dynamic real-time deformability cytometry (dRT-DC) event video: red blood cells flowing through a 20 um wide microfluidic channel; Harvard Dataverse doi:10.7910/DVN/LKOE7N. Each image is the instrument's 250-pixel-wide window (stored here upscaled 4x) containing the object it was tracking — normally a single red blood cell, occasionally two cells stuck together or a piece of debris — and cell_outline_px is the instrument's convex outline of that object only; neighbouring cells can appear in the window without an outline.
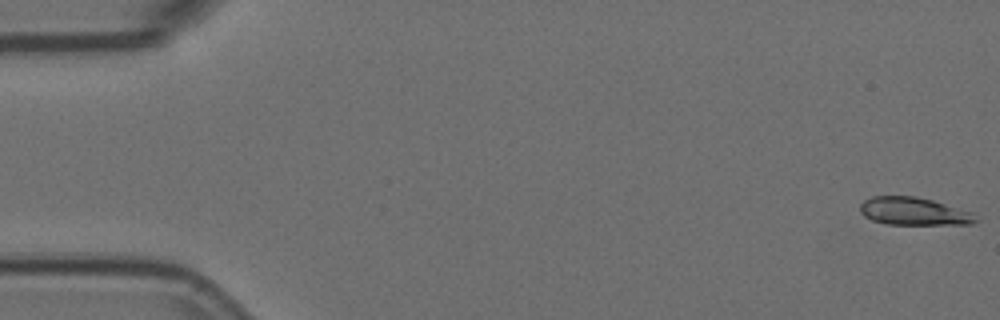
{"species": "Egyptian fruit bat (a non-hibernating species)", "species_latin": "Rousettus aegyptiacus", "temperature_condition": "room temperature", "stored_images_in_passage": 9, "camera_frame_rate_fps": 3000, "um_per_image_px": 0.085, "animal": {"sex": "female"}, "frame": {"image": 1, "passage_image": 1, "time_ms": 0.0, "image_size_px": [1000, 320], "cell_outline_px": [[980, 220], [972, 224], [884, 224], [872, 220], [864, 216], [860, 212], [860, 204], [864, 200], [872, 196], [916, 196], [932, 200], [972, 212], [980, 216]], "centroid_in_image_um": [77.7, 17.97], "position_along_channel_um": 7.3, "area_um2": 18.9}}
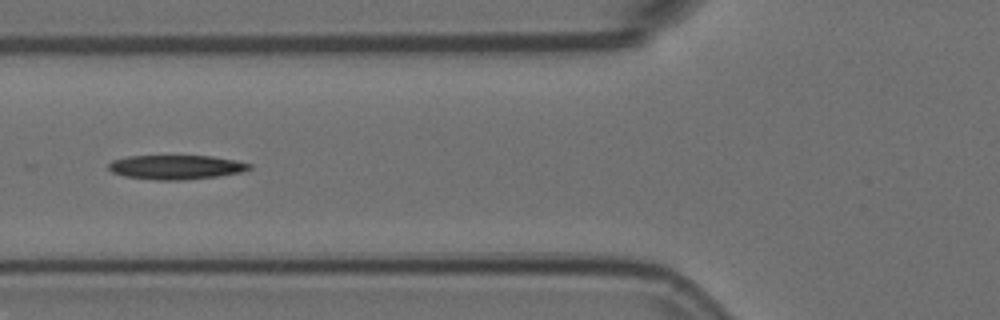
{"frame": {"image": 2, "passage_image": 6, "time_ms": 1.667, "image_size_px": [1000, 320], "cell_outline_px": [[252, 168], [240, 172], [216, 176], [184, 180], [156, 180], [124, 176], [112, 172], [108, 168], [108, 164], [112, 160], [128, 156], [212, 156], [236, 160], [252, 164]], "centroid_in_image_um": [14.95, 14.2], "position_along_channel_um": 110.8, "area_um2": 19.88}}
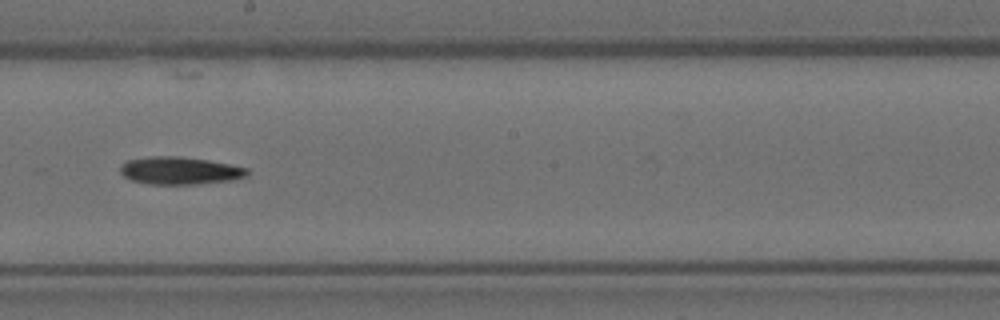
{"frame": {"image": 3, "passage_image": 9, "time_ms": 2.667, "image_size_px": [1000, 320], "cell_outline_px": [[248, 176], [236, 180], [200, 184], [148, 184], [132, 180], [124, 176], [120, 172], [120, 164], [128, 160], [152, 156], [180, 156], [208, 160], [248, 168]], "centroid_in_image_um": [15.31, 14.51], "position_along_channel_um": 232.9, "area_um2": 20.58}}